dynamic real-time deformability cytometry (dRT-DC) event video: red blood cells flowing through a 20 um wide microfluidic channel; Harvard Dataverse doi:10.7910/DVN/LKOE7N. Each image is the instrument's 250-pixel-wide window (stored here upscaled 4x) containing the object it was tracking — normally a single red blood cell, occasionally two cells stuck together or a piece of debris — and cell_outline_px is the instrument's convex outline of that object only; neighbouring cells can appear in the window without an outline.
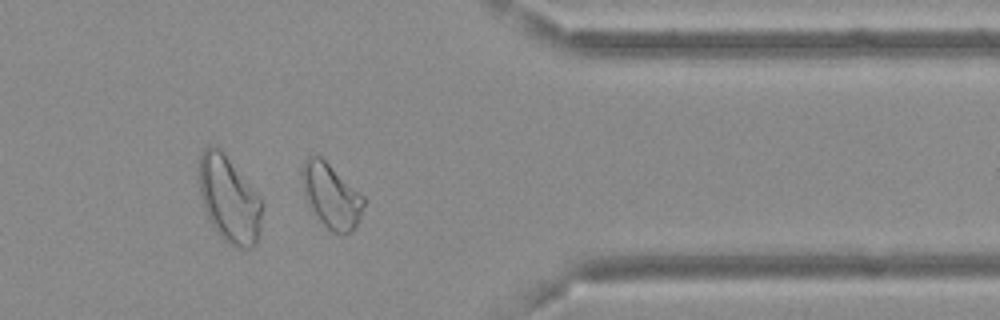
{"species": "Egyptian fruit bat (a non-hibernating species)", "species_latin": "Rousettus aegyptiacus", "temperature_condition": "cold", "stored_images_in_passage": 39, "camera_frame_rate_fps": 3000, "um_per_image_px": 0.085, "frame": {"image": 1, "passage_image": 28, "time_ms": 9.0, "image_size_px": [1000, 320], "cell_outline_px": [[364, 204], [356, 228], [344, 236], [332, 232], [308, 208], [304, 196], [300, 176], [300, 172], [304, 160], [308, 156], [320, 156], [364, 196]], "centroid_in_image_um": [28.11, 16.66], "position_along_channel_um": 383.3, "area_um2": 23.41}, "authors_computed_cell_mechanics": {"area_um2": 21.0392, "velocity_mm_per_s": 3.6536, "shape_relaxation_time_tau1_ms": null, "shape_relaxation_time_tau2_ms": 1.9805, "deformation_change_tau1": null, "deformation_change_tau2": 0.087}}